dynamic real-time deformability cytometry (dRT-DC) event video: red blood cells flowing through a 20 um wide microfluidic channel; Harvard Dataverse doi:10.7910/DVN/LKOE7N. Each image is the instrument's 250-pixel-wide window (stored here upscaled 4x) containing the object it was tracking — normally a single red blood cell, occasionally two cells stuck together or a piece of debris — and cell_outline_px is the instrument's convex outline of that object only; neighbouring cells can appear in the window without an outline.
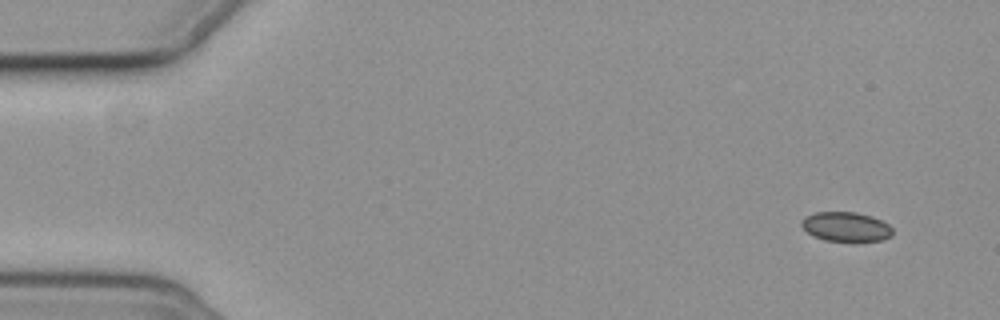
{"species": "common noctule bat (a hibernating species)", "species_latin": "Nyctalus noctula", "temperature_condition": "cold", "stored_images_in_passage": 54, "camera_frame_rate_fps": 3000, "um_per_image_px": 0.085, "animal": {"sex": "female", "body_mass_g": 19.3, "forearm_length_mm": 54.1}, "frame": {"image": 1, "passage_image": 1, "time_ms": 0.0, "image_size_px": [1000, 320], "cell_outline_px": [[892, 236], [880, 240], [824, 240], [812, 236], [800, 224], [808, 216], [816, 212], [856, 212], [872, 216], [888, 224], [892, 228]], "centroid_in_image_um": [71.92, 19.26], "position_along_channel_um": 13.1, "area_um2": 15.26}}
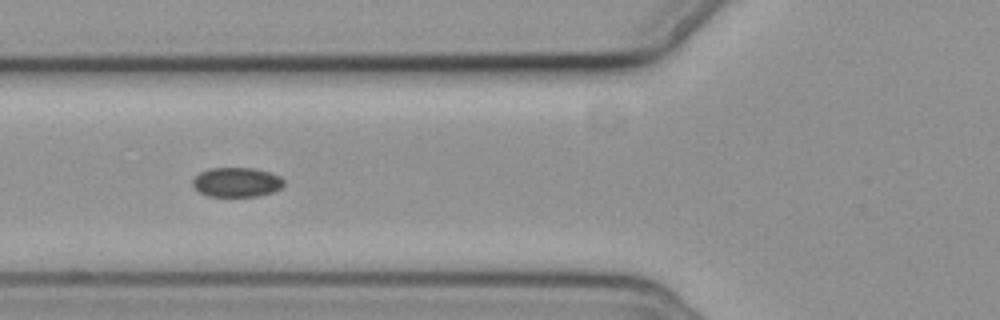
{"frame": {"image": 2, "passage_image": 19, "time_ms": 6.0, "image_size_px": [1000, 320], "cell_outline_px": [[284, 184], [280, 188], [272, 192], [256, 196], [208, 196], [200, 192], [192, 184], [192, 180], [200, 172], [212, 168], [252, 168], [268, 172], [280, 176], [284, 180]], "centroid_in_image_um": [20.12, 15.48], "position_along_channel_um": 105.7, "area_um2": 15.49}}
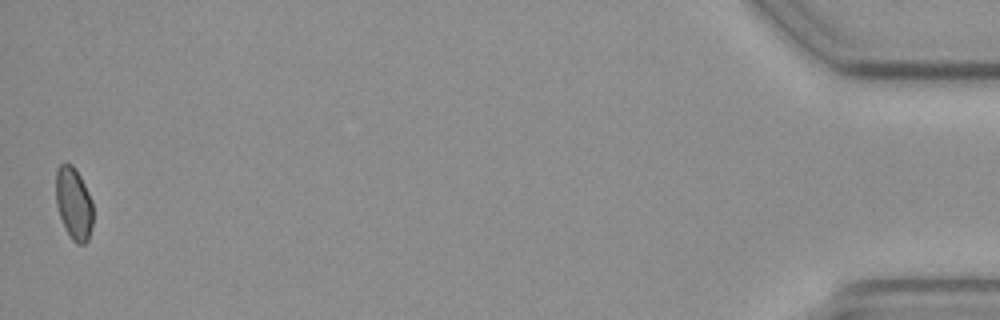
{"frame": {"image": 3, "passage_image": 54, "time_ms": 17.667, "image_size_px": [1000, 320], "cell_outline_px": [[92, 224], [88, 240], [84, 244], [76, 244], [72, 240], [60, 216], [56, 204], [56, 168], [60, 164], [72, 164], [76, 168], [92, 200]], "centroid_in_image_um": [6.27, 17.28], "position_along_channel_um": 428.9, "area_um2": 15.55}, "authors_computed_cell_mechanics": {"area_um2": 16.1551, "velocity_mm_per_s": 3.6448, "shape_relaxation_time_tau1_ms": 4.1475, "shape_relaxation_time_tau2_ms": 10.2906, "deformation_change_tau1": 0.0455, "deformation_change_tau2": 0.081}}